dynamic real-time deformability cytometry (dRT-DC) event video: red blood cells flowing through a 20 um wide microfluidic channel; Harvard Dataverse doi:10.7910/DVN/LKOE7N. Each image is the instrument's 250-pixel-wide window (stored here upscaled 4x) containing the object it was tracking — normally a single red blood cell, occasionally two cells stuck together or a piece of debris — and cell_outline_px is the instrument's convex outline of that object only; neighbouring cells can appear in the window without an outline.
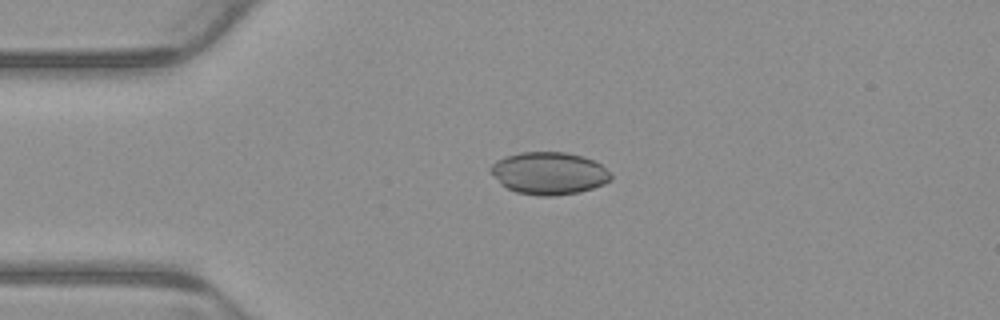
{"species": "common noctule bat (a hibernating species)", "species_latin": "Nyctalus noctula", "temperature_condition": "warm", "stored_images_in_passage": 3, "camera_frame_rate_fps": 3000, "um_per_image_px": 0.085, "animal": {"sex": "male", "body_mass_g": 23.1, "forearm_length_mm": 52.7}, "frame": {"image": 1, "passage_image": 2, "time_ms": 0.333, "image_size_px": [1000, 320], "cell_outline_px": [[612, 180], [604, 184], [580, 192], [552, 196], [540, 196], [516, 192], [500, 184], [488, 172], [488, 168], [496, 160], [520, 152], [564, 152], [580, 156], [592, 160], [600, 164], [612, 176]], "centroid_in_image_um": [46.62, 14.73], "position_along_channel_um": 38.4, "area_um2": 29.71}}